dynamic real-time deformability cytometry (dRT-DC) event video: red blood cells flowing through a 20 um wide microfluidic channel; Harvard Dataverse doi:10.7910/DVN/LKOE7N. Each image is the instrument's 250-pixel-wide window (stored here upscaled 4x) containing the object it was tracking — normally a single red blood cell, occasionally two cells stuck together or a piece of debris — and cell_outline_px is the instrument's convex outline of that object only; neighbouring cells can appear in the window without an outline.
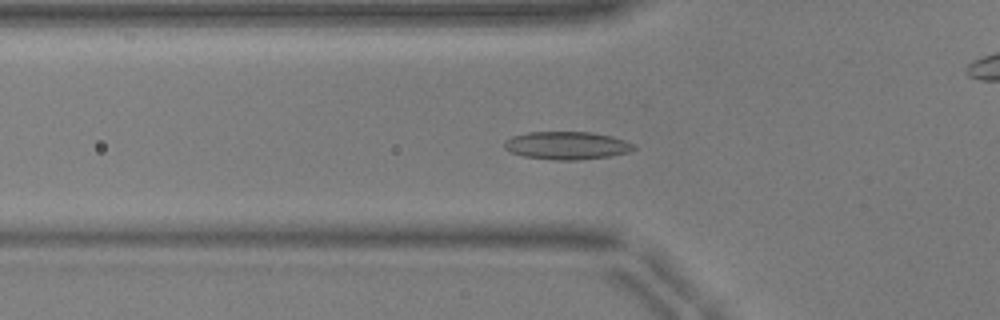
{"species": "common noctule bat (a hibernating species)", "species_latin": "Nyctalus noctula", "temperature_condition": "warm", "stored_images_in_passage": 52, "camera_frame_rate_fps": 3000, "um_per_image_px": 0.085, "animal": {"sex": "male", "body_mass_g": 17.9, "forearm_length_mm": 54.2}, "frame": {"image": 1, "passage_image": 18, "time_ms": 5.667, "image_size_px": [1000, 320], "cell_outline_px": [[636, 148], [628, 152], [612, 156], [576, 160], [552, 160], [524, 156], [508, 152], [504, 148], [504, 144], [512, 136], [528, 132], [592, 132], [612, 136], [636, 144]], "centroid_in_image_um": [48.2, 12.37], "position_along_channel_um": 77.6, "area_um2": 21.15}}
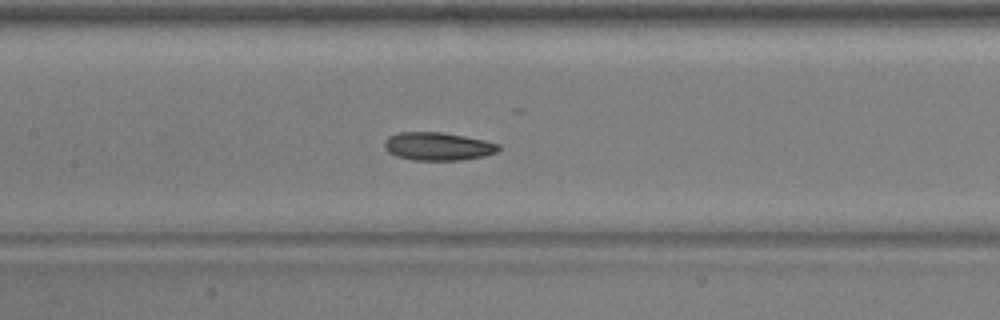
{"frame": {"image": 2, "passage_image": 25, "time_ms": 8.0, "image_size_px": [1000, 320], "cell_outline_px": [[500, 148], [496, 152], [484, 156], [460, 160], [412, 160], [396, 156], [388, 152], [384, 148], [384, 140], [388, 136], [396, 132], [440, 132], [464, 136], [484, 140], [500, 144]], "centroid_in_image_um": [37.18, 12.44], "position_along_channel_um": 170.2, "area_um2": 18.79}}
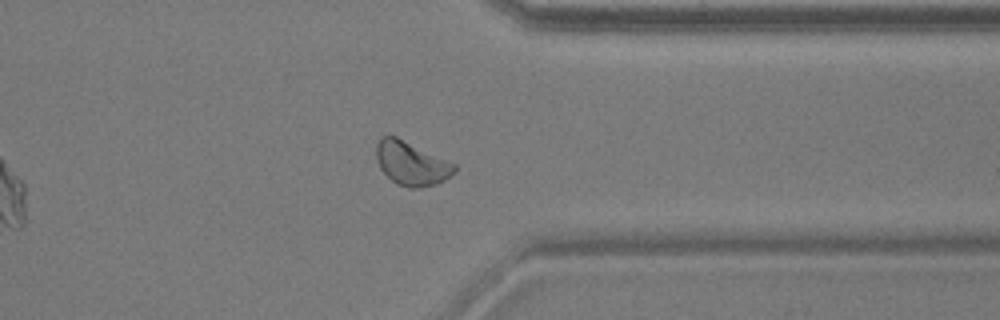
{"frame": {"image": 3, "passage_image": 41, "time_ms": 13.333, "image_size_px": [1000, 320], "cell_outline_px": [[456, 172], [444, 180], [436, 184], [420, 188], [408, 188], [396, 184], [380, 168], [376, 160], [376, 144], [380, 136], [396, 136], [456, 164]], "centroid_in_image_um": [34.96, 13.89], "position_along_channel_um": 376.4, "area_um2": 20.0}, "authors_computed_cell_mechanics": {"area_um2": 19.652, "velocity_mm_per_s": 3.9268, "shape_relaxation_time_tau1_ms": 4.8831, "shape_relaxation_time_tau2_ms": 4.8939, "deformation_change_tau1": 0.1103, "deformation_change_tau2": 0.1061}}